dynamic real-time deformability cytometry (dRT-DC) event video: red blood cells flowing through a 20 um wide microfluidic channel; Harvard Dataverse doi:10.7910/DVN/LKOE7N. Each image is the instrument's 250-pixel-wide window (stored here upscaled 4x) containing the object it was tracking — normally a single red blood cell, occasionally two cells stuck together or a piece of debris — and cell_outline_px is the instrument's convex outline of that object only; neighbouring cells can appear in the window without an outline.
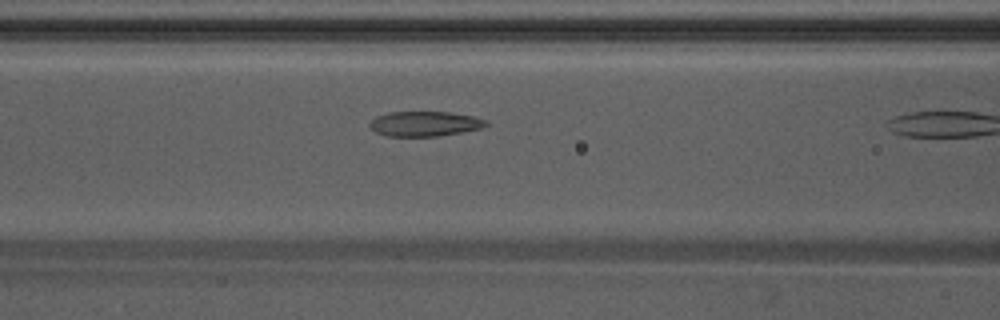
{"species": "Egyptian fruit bat (a non-hibernating species)", "species_latin": "Rousettus aegyptiacus", "temperature_condition": "warm", "stored_images_in_passage": 11, "camera_frame_rate_fps": 3000, "um_per_image_px": 0.085, "animal": {"sex": "male"}, "frame": {"image": 1, "passage_image": 10, "time_ms": 3.0, "image_size_px": [1000, 320], "cell_outline_px": [[488, 124], [480, 128], [460, 132], [436, 136], [388, 136], [376, 132], [368, 124], [376, 116], [388, 112], [448, 112], [476, 116], [488, 120]], "centroid_in_image_um": [36.11, 10.51], "position_along_channel_um": 130.5, "area_um2": 16.82}}